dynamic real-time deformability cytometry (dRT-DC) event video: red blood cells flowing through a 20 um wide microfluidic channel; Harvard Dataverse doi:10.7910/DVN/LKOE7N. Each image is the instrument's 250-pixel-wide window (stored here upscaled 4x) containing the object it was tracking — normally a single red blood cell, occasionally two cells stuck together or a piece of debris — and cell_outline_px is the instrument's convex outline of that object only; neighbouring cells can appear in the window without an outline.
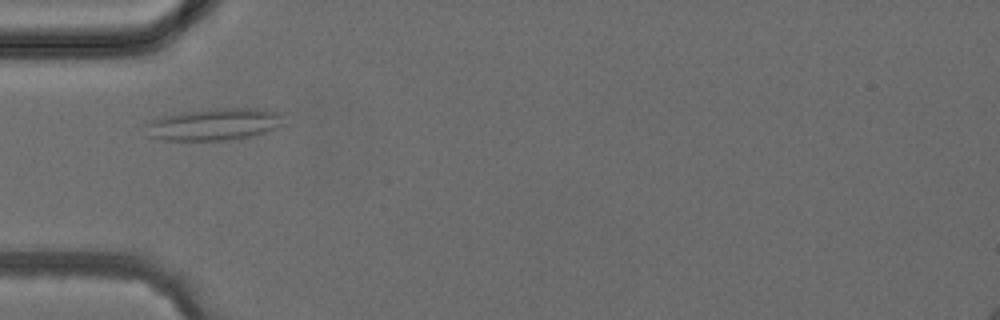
{"species": "common noctule bat (a hibernating species)", "species_latin": "Nyctalus noctula", "temperature_condition": "cold", "stored_images_in_passage": 1, "camera_frame_rate_fps": 3000, "um_per_image_px": 0.085, "animal": {"sex": "female", "body_mass_g": 24.6, "forearm_length_mm": 56.2}, "frame": {"image": 1, "passage_image": 1, "time_ms": 0.0, "image_size_px": [1000, 320], "cell_outline_px": [[288, 124], [264, 132], [248, 136], [224, 140], [164, 140], [144, 136], [144, 124], [148, 120], [180, 112], [216, 108], [260, 108], [280, 112]], "centroid_in_image_um": [18.17, 10.55], "position_along_channel_um": 66.8, "area_um2": 26.24}}